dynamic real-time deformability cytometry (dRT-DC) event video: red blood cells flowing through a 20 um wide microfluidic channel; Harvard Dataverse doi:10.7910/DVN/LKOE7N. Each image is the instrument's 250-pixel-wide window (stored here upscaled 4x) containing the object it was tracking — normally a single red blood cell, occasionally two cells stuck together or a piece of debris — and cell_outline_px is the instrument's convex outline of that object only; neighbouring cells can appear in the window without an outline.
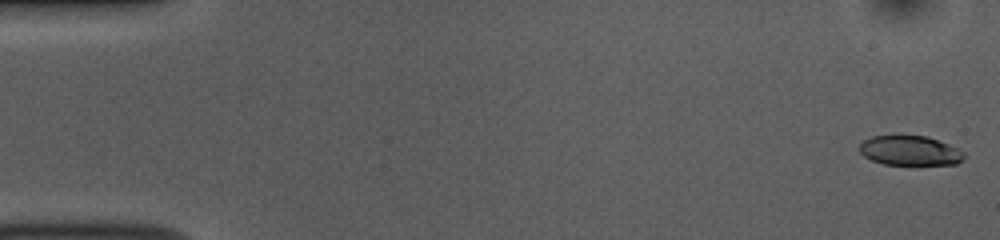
{"species": "common noctule bat (a hibernating species)", "species_latin": "Nyctalus noctula", "temperature_condition": "room temperature", "stored_images_in_passage": 52, "camera_frame_rate_fps": 3000, "um_per_image_px": 0.085, "animal": {"sex": "female", "body_mass_g": 10.0, "forearm_length_mm": 53.1}, "frame": {"image": 1, "passage_image": 1, "time_ms": 0.0, "image_size_px": [1000, 240], "cell_outline_px": [[964, 160], [956, 164], [884, 164], [872, 160], [864, 156], [860, 152], [860, 144], [864, 140], [872, 136], [928, 136], [948, 144], [964, 152]], "centroid_in_image_um": [77.35, 12.8], "position_along_channel_um": 7.6, "area_um2": 17.86}}
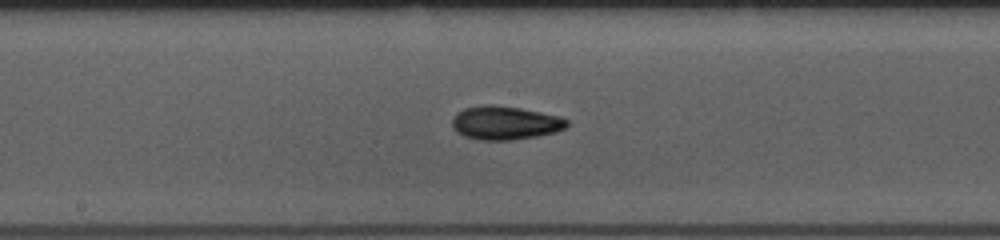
{"frame": {"image": 2, "passage_image": 27, "time_ms": 8.667, "image_size_px": [1000, 240], "cell_outline_px": [[568, 124], [564, 128], [556, 132], [536, 136], [512, 140], [480, 140], [464, 136], [456, 132], [452, 128], [452, 120], [456, 112], [464, 108], [484, 104], [492, 104], [520, 108], [560, 116], [568, 120]], "centroid_in_image_um": [42.9, 10.44], "position_along_channel_um": 205.3, "area_um2": 22.6}}
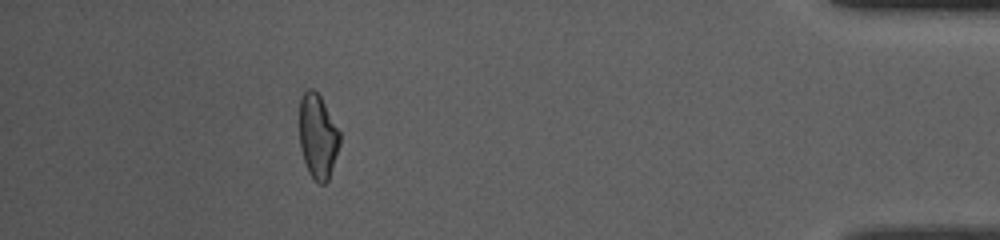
{"frame": {"image": 3, "passage_image": 47, "time_ms": 15.333, "image_size_px": [1000, 240], "cell_outline_px": [[340, 144], [328, 180], [324, 184], [320, 184], [308, 172], [300, 148], [300, 96], [308, 88], [312, 88], [320, 96], [340, 132]], "centroid_in_image_um": [27.01, 11.58], "position_along_channel_um": 408.2, "area_um2": 19.65}, "authors_computed_cell_mechanics": {"area_um2": 20.4612, "velocity_mm_per_s": 3.8438, "shape_relaxation_time_tau1_ms": 4.8748, "shape_relaxation_time_tau2_ms": 3.8154, "deformation_change_tau1": 0.1486, "deformation_change_tau2": 0.1017}}